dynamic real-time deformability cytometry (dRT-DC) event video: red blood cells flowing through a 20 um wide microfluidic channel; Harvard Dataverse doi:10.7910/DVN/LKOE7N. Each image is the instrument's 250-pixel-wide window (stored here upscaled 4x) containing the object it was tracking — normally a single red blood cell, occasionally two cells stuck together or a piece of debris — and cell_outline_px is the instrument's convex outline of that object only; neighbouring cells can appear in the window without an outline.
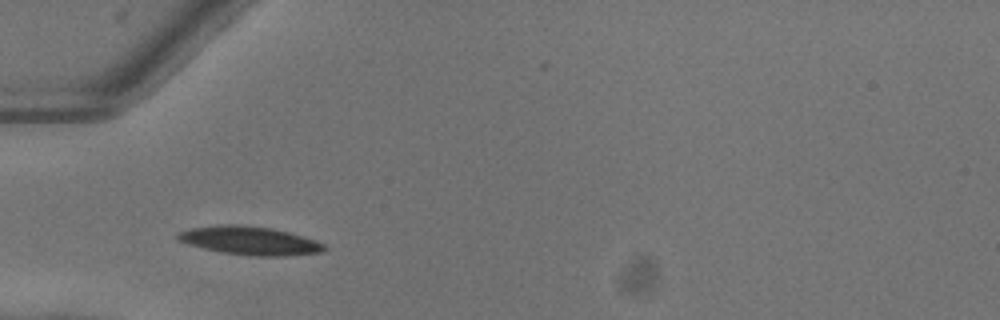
{"species": "common noctule bat (a hibernating species)", "species_latin": "Nyctalus noctula", "temperature_condition": "warm", "stored_images_in_passage": 34, "camera_frame_rate_fps": 3000, "um_per_image_px": 0.085, "animal": {"sex": "female"}, "frame": {"image": 1, "passage_image": 1, "time_ms": 0.0, "image_size_px": [1000, 320], "cell_outline_px": [[324, 248], [320, 252], [284, 256], [248, 256], [220, 252], [188, 244], [176, 240], [176, 232], [192, 228], [228, 224], [244, 224], [272, 228], [288, 232], [316, 240], [324, 244]], "centroid_in_image_um": [21.18, 20.45], "position_along_channel_um": 63.8, "area_um2": 24.28}}
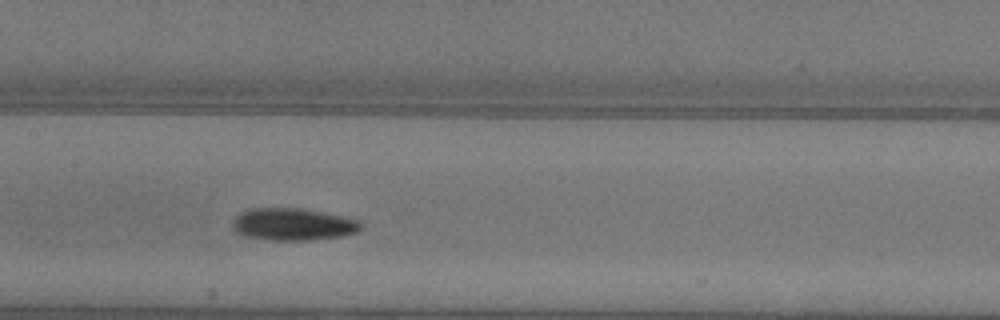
{"frame": {"image": 2, "passage_image": 10, "time_ms": 3.0, "image_size_px": [1000, 320], "cell_outline_px": [[364, 224], [356, 232], [344, 236], [308, 240], [268, 240], [244, 236], [236, 232], [232, 228], [232, 220], [240, 212], [252, 208], [300, 208], [324, 212], [344, 216], [360, 220]], "centroid_in_image_um": [24.9, 19.06], "position_along_channel_um": 182.5, "area_um2": 24.39}, "authors_computed_cell_mechanics": {"area_um2": 22.8021, "velocity_mm_per_s": 4.0461, "shape_relaxation_time_tau1_ms": 3.3572, "shape_relaxation_time_tau2_ms": 7.3337, "deformation_change_tau1": 0.1425, "deformation_change_tau2": 0.1301}}